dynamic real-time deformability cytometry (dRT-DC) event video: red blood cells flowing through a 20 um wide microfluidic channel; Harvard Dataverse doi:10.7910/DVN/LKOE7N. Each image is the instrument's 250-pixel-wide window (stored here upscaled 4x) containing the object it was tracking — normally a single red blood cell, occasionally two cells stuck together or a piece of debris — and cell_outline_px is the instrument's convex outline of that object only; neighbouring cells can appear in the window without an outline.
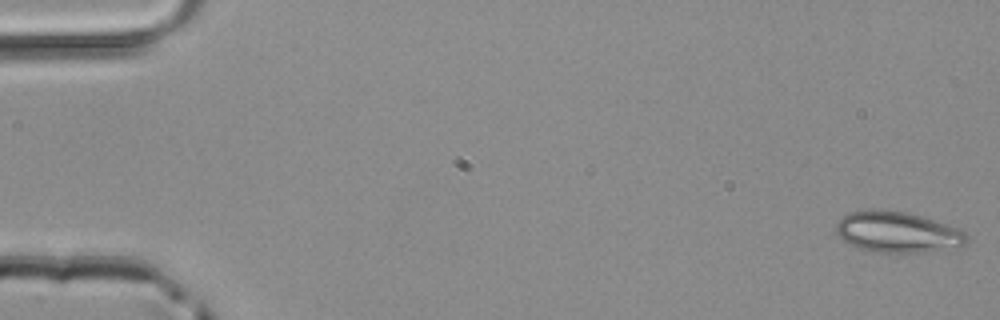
{"species": "common noctule bat (a hibernating species)", "species_latin": "Nyctalus noctula", "temperature_condition": "room temperature", "stored_images_in_passage": 50, "camera_frame_rate_fps": 3000, "um_per_image_px": 0.085, "animal": {"sex": "male", "body_mass_g": 20.4}, "frame": {"image": 1, "passage_image": 1, "time_ms": 0.0, "image_size_px": [1000, 320], "cell_outline_px": [[968, 240], [964, 244], [924, 252], [872, 252], [860, 248], [844, 240], [836, 232], [836, 220], [848, 212], [872, 208], [904, 212], [920, 216], [956, 228], [964, 232], [968, 236]], "centroid_in_image_um": [76.2, 19.71], "position_along_channel_um": 8.8, "area_um2": 30.63}}
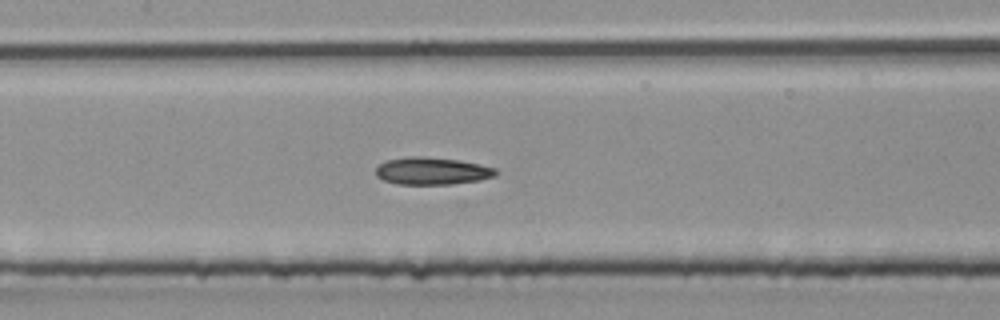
{"frame": {"image": 2, "passage_image": 24, "time_ms": 7.667, "image_size_px": [1000, 320], "cell_outline_px": [[496, 176], [480, 180], [452, 184], [396, 184], [384, 180], [376, 176], [376, 168], [384, 160], [408, 156], [420, 156], [460, 160], [480, 164], [496, 168]], "centroid_in_image_um": [36.71, 14.53], "position_along_channel_um": 170.7, "area_um2": 19.25}}
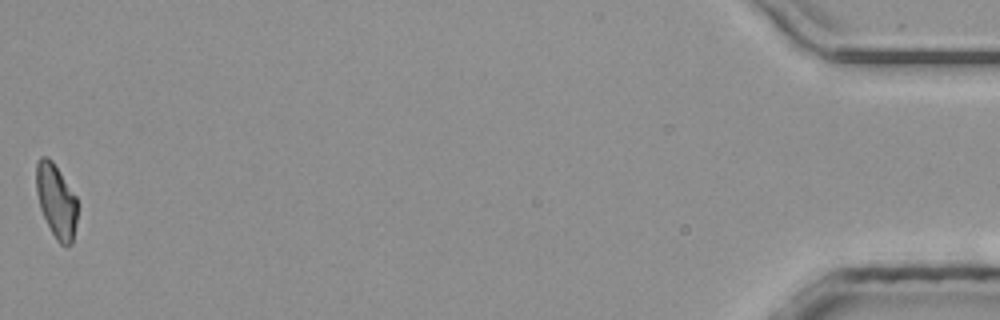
{"frame": {"image": 3, "passage_image": 50, "time_ms": 16.333, "image_size_px": [1000, 320], "cell_outline_px": [[76, 220], [72, 244], [64, 248], [56, 240], [40, 208], [36, 192], [36, 160], [40, 156], [48, 156], [52, 160], [76, 196]], "centroid_in_image_um": [4.76, 17.06], "position_along_channel_um": 430.4, "area_um2": 17.69}}